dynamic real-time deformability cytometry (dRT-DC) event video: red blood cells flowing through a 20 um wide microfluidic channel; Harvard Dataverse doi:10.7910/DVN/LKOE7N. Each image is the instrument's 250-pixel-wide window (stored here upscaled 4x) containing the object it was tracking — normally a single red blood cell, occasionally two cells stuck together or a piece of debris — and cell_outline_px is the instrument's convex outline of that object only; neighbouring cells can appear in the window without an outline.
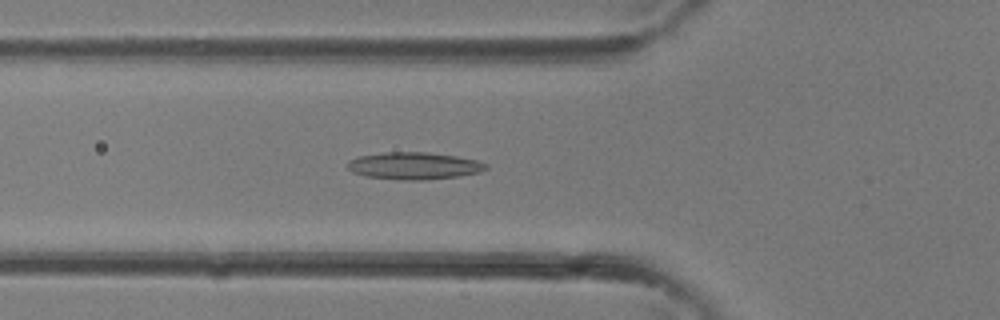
{"species": "common noctule bat (a hibernating species)", "species_latin": "Nyctalus noctula", "temperature_condition": "room temperature", "stored_images_in_passage": 36, "camera_frame_rate_fps": 3000, "um_per_image_px": 0.085, "animal": {"sex": "female"}, "frame": {"image": 1, "passage_image": 13, "time_ms": 4.0, "image_size_px": [1000, 320], "cell_outline_px": [[488, 168], [480, 172], [460, 176], [420, 180], [404, 180], [368, 176], [352, 172], [348, 168], [348, 160], [360, 156], [384, 152], [428, 152], [456, 156], [476, 160], [488, 164]], "centroid_in_image_um": [35.22, 14.09], "position_along_channel_um": 90.6, "area_um2": 21.79}}
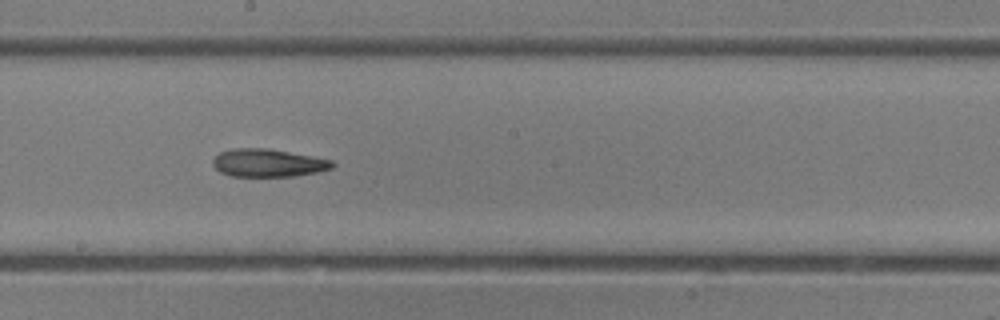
{"frame": {"image": 2, "passage_image": 20, "time_ms": 6.333, "image_size_px": [1000, 320], "cell_outline_px": [[336, 164], [332, 168], [316, 172], [296, 176], [232, 176], [220, 172], [212, 164], [212, 160], [220, 152], [232, 148], [268, 148], [312, 156], [332, 160]], "centroid_in_image_um": [22.78, 13.84], "position_along_channel_um": 225.4, "area_um2": 19.42}}
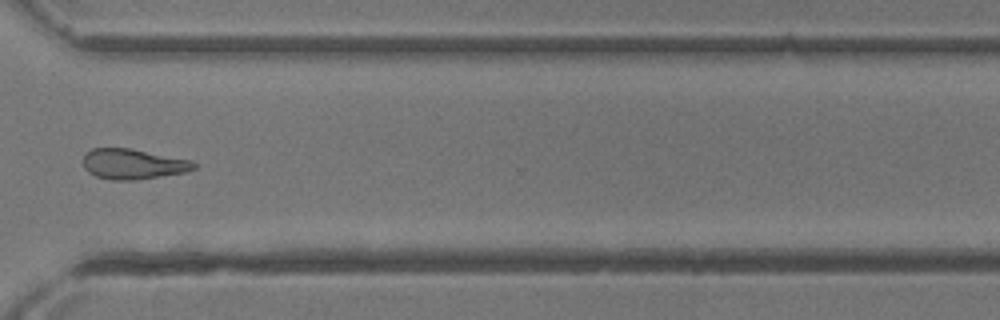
{"frame": {"image": 3, "passage_image": 27, "time_ms": 8.667, "image_size_px": [1000, 320], "cell_outline_px": [[196, 168], [184, 172], [136, 180], [112, 180], [96, 176], [88, 172], [84, 168], [84, 152], [92, 148], [132, 148], [192, 160], [196, 164]], "centroid_in_image_um": [11.29, 13.93], "position_along_channel_um": 359.3, "area_um2": 19.65}}